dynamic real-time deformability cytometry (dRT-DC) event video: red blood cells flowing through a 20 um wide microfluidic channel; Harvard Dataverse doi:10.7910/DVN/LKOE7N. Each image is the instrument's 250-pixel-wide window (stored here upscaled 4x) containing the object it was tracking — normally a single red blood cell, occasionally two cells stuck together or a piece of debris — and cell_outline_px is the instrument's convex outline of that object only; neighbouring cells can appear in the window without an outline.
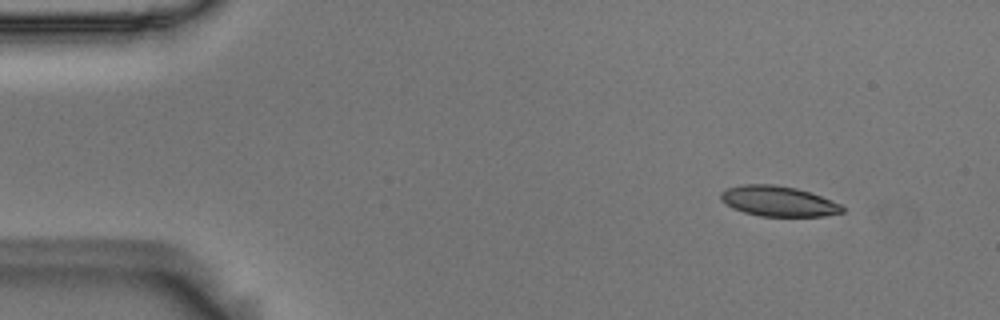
{"species": "Egyptian fruit bat (a non-hibernating species)", "species_latin": "Rousettus aegyptiacus", "temperature_condition": "room temperature", "stored_images_in_passage": 5, "camera_frame_rate_fps": 3000, "um_per_image_px": 0.085, "animal": {"sex": "male"}, "frame": {"image": 1, "passage_image": 2, "time_ms": 0.333, "image_size_px": [1000, 320], "cell_outline_px": [[844, 212], [824, 216], [760, 216], [744, 212], [732, 208], [724, 204], [720, 200], [720, 192], [728, 188], [740, 184], [772, 184], [796, 188], [820, 196], [840, 204], [844, 208]], "centroid_in_image_um": [66.1, 17.1], "position_along_channel_um": 18.9, "area_um2": 21.44}}
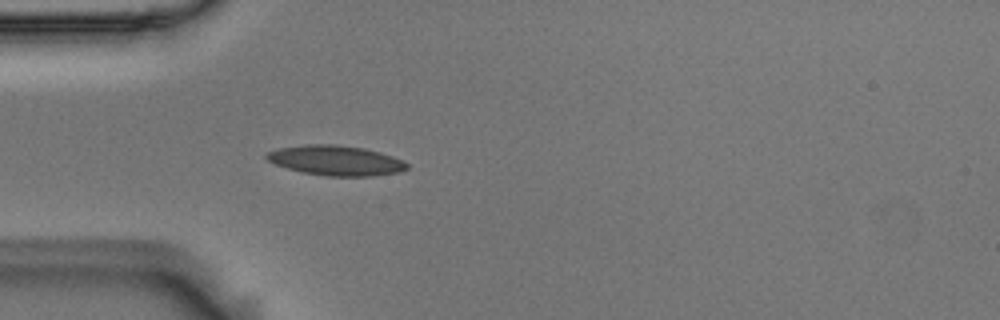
{"frame": {"image": 2, "passage_image": 5, "time_ms": 1.333, "image_size_px": [1000, 320], "cell_outline_px": [[408, 168], [400, 172], [372, 176], [328, 176], [304, 172], [288, 168], [276, 164], [268, 160], [264, 156], [268, 152], [280, 148], [304, 144], [336, 144], [364, 148], [380, 152], [392, 156], [408, 164]], "centroid_in_image_um": [28.56, 13.63], "position_along_channel_um": 56.4, "area_um2": 24.33}}